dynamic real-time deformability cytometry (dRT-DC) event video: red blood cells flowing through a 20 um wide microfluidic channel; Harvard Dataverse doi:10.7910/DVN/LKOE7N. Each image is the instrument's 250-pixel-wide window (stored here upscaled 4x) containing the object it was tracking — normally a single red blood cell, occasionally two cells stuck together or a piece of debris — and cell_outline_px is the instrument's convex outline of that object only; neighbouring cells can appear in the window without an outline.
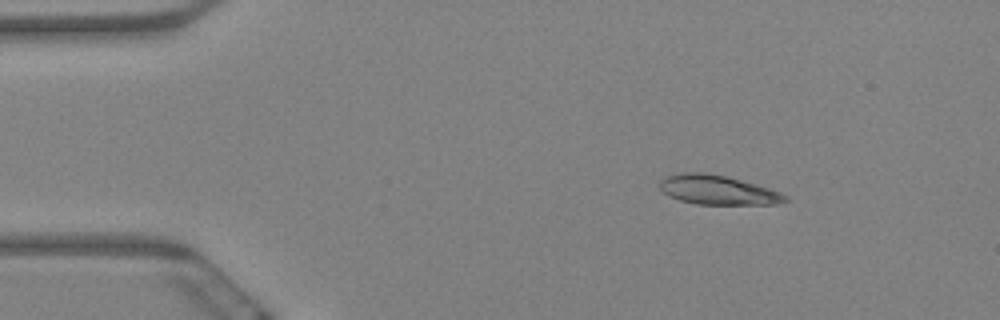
{"species": "Egyptian fruit bat (a non-hibernating species)", "species_latin": "Rousettus aegyptiacus", "temperature_condition": "warm", "stored_images_in_passage": 9, "camera_frame_rate_fps": 3000, "um_per_image_px": 0.085, "animal": {"sex": "female"}, "frame": {"image": 1, "passage_image": 2, "time_ms": 0.333, "image_size_px": [1000, 320], "cell_outline_px": [[788, 200], [776, 204], [696, 204], [680, 200], [668, 196], [660, 188], [660, 180], [668, 176], [680, 172], [704, 172], [724, 176], [756, 184], [780, 192], [788, 196]], "centroid_in_image_um": [60.99, 16.15], "position_along_channel_um": 24.0, "area_um2": 21.27}}
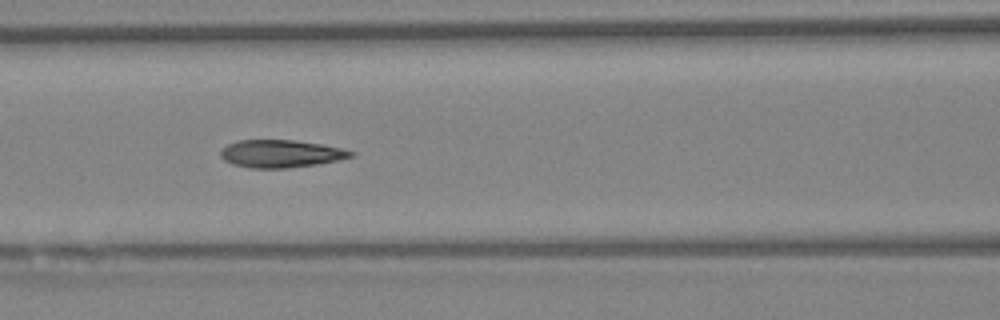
{"frame": {"image": 2, "passage_image": 7, "time_ms": 2.0, "image_size_px": [1000, 320], "cell_outline_px": [[356, 156], [340, 160], [316, 164], [284, 168], [248, 168], [232, 164], [224, 160], [220, 156], [220, 152], [228, 144], [236, 140], [296, 140], [320, 144], [340, 148], [356, 152]], "centroid_in_image_um": [23.88, 13.06], "position_along_channel_um": 142.7, "area_um2": 21.04}}
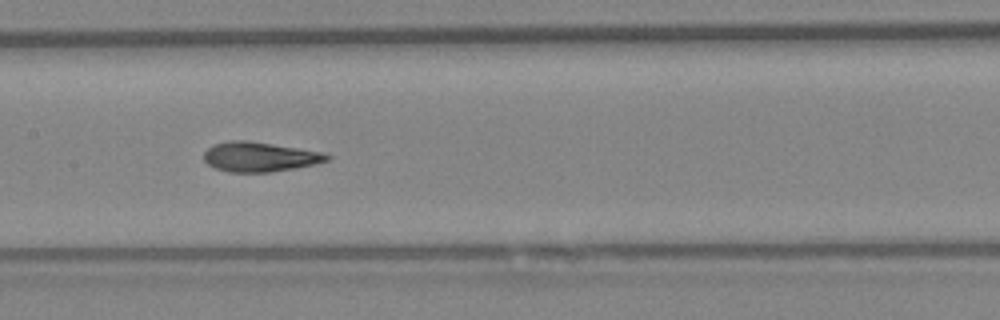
{"frame": {"image": 3, "passage_image": 8, "time_ms": 2.333, "image_size_px": [1000, 320], "cell_outline_px": [[332, 156], [328, 160], [316, 164], [268, 172], [228, 172], [216, 168], [208, 164], [204, 160], [204, 152], [212, 144], [228, 140], [248, 140], [324, 152]], "centroid_in_image_um": [22.06, 13.31], "position_along_channel_um": 185.3, "area_um2": 21.33}}